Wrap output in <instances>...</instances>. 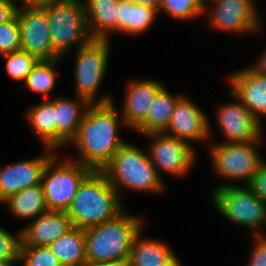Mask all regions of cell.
Here are the masks:
<instances>
[{"mask_svg":"<svg viewBox=\"0 0 266 266\" xmlns=\"http://www.w3.org/2000/svg\"><path fill=\"white\" fill-rule=\"evenodd\" d=\"M114 102L90 104L69 144L79 154L72 160L94 171H102L127 142L119 136V126L126 125Z\"/></svg>","mask_w":266,"mask_h":266,"instance_id":"obj_1","label":"cell"},{"mask_svg":"<svg viewBox=\"0 0 266 266\" xmlns=\"http://www.w3.org/2000/svg\"><path fill=\"white\" fill-rule=\"evenodd\" d=\"M143 217L127 208L115 218L84 230L87 266H98L129 259L134 237L144 228Z\"/></svg>","mask_w":266,"mask_h":266,"instance_id":"obj_2","label":"cell"},{"mask_svg":"<svg viewBox=\"0 0 266 266\" xmlns=\"http://www.w3.org/2000/svg\"><path fill=\"white\" fill-rule=\"evenodd\" d=\"M125 209L102 171H92L80 184L66 211L73 227L87 229L115 218Z\"/></svg>","mask_w":266,"mask_h":266,"instance_id":"obj_3","label":"cell"},{"mask_svg":"<svg viewBox=\"0 0 266 266\" xmlns=\"http://www.w3.org/2000/svg\"><path fill=\"white\" fill-rule=\"evenodd\" d=\"M112 187L120 199L121 190L160 194L165 183L150 161L147 151H142L132 143L126 142L103 168Z\"/></svg>","mask_w":266,"mask_h":266,"instance_id":"obj_4","label":"cell"},{"mask_svg":"<svg viewBox=\"0 0 266 266\" xmlns=\"http://www.w3.org/2000/svg\"><path fill=\"white\" fill-rule=\"evenodd\" d=\"M43 9L48 18L53 50L61 58L64 59L73 47L77 49L93 40L83 0H58Z\"/></svg>","mask_w":266,"mask_h":266,"instance_id":"obj_5","label":"cell"},{"mask_svg":"<svg viewBox=\"0 0 266 266\" xmlns=\"http://www.w3.org/2000/svg\"><path fill=\"white\" fill-rule=\"evenodd\" d=\"M212 189L211 200L218 214L231 223L253 230L252 236L266 235V204L248 185H224Z\"/></svg>","mask_w":266,"mask_h":266,"instance_id":"obj_6","label":"cell"},{"mask_svg":"<svg viewBox=\"0 0 266 266\" xmlns=\"http://www.w3.org/2000/svg\"><path fill=\"white\" fill-rule=\"evenodd\" d=\"M59 154L47 162L41 186L48 210L66 212L80 184L93 170L70 157L61 159Z\"/></svg>","mask_w":266,"mask_h":266,"instance_id":"obj_7","label":"cell"},{"mask_svg":"<svg viewBox=\"0 0 266 266\" xmlns=\"http://www.w3.org/2000/svg\"><path fill=\"white\" fill-rule=\"evenodd\" d=\"M262 141L248 143H226L217 142L209 144L208 152L214 173L224 179L235 181L222 183L224 185H239L236 180L242 181V185H248L260 166L265 162L260 153L258 146Z\"/></svg>","mask_w":266,"mask_h":266,"instance_id":"obj_8","label":"cell"},{"mask_svg":"<svg viewBox=\"0 0 266 266\" xmlns=\"http://www.w3.org/2000/svg\"><path fill=\"white\" fill-rule=\"evenodd\" d=\"M76 53L75 96L86 99L90 104L114 101L109 94L95 98L107 71L110 40L93 39L87 45L77 48Z\"/></svg>","mask_w":266,"mask_h":266,"instance_id":"obj_9","label":"cell"},{"mask_svg":"<svg viewBox=\"0 0 266 266\" xmlns=\"http://www.w3.org/2000/svg\"><path fill=\"white\" fill-rule=\"evenodd\" d=\"M151 141L148 156L156 168L176 177L186 176L194 167L196 151L193 146L165 132H152L142 135Z\"/></svg>","mask_w":266,"mask_h":266,"instance_id":"obj_10","label":"cell"},{"mask_svg":"<svg viewBox=\"0 0 266 266\" xmlns=\"http://www.w3.org/2000/svg\"><path fill=\"white\" fill-rule=\"evenodd\" d=\"M213 5L208 26L229 33H258L262 26L258 7L254 0H206L205 14Z\"/></svg>","mask_w":266,"mask_h":266,"instance_id":"obj_11","label":"cell"},{"mask_svg":"<svg viewBox=\"0 0 266 266\" xmlns=\"http://www.w3.org/2000/svg\"><path fill=\"white\" fill-rule=\"evenodd\" d=\"M229 94L237 102L219 106L217 124L226 143H248L263 141L262 123L250 110L231 92Z\"/></svg>","mask_w":266,"mask_h":266,"instance_id":"obj_12","label":"cell"},{"mask_svg":"<svg viewBox=\"0 0 266 266\" xmlns=\"http://www.w3.org/2000/svg\"><path fill=\"white\" fill-rule=\"evenodd\" d=\"M22 51L38 60L61 58L52 47L46 11L43 8L17 7Z\"/></svg>","mask_w":266,"mask_h":266,"instance_id":"obj_13","label":"cell"},{"mask_svg":"<svg viewBox=\"0 0 266 266\" xmlns=\"http://www.w3.org/2000/svg\"><path fill=\"white\" fill-rule=\"evenodd\" d=\"M210 123L203 109L193 100L182 95L176 102L170 122L163 132L192 146L197 141H205V143L210 141L213 132Z\"/></svg>","mask_w":266,"mask_h":266,"instance_id":"obj_14","label":"cell"},{"mask_svg":"<svg viewBox=\"0 0 266 266\" xmlns=\"http://www.w3.org/2000/svg\"><path fill=\"white\" fill-rule=\"evenodd\" d=\"M44 155L17 161L0 169V204L21 190L41 184L47 162L57 153L44 147Z\"/></svg>","mask_w":266,"mask_h":266,"instance_id":"obj_15","label":"cell"},{"mask_svg":"<svg viewBox=\"0 0 266 266\" xmlns=\"http://www.w3.org/2000/svg\"><path fill=\"white\" fill-rule=\"evenodd\" d=\"M230 91L262 123L266 117V75L258 74L249 66L234 71L226 78Z\"/></svg>","mask_w":266,"mask_h":266,"instance_id":"obj_16","label":"cell"},{"mask_svg":"<svg viewBox=\"0 0 266 266\" xmlns=\"http://www.w3.org/2000/svg\"><path fill=\"white\" fill-rule=\"evenodd\" d=\"M164 87L162 81L133 79L127 82L120 114L126 127L136 129L147 117L156 94Z\"/></svg>","mask_w":266,"mask_h":266,"instance_id":"obj_17","label":"cell"},{"mask_svg":"<svg viewBox=\"0 0 266 266\" xmlns=\"http://www.w3.org/2000/svg\"><path fill=\"white\" fill-rule=\"evenodd\" d=\"M73 228L71 219L64 211H47L21 230V246L48 247Z\"/></svg>","mask_w":266,"mask_h":266,"instance_id":"obj_18","label":"cell"},{"mask_svg":"<svg viewBox=\"0 0 266 266\" xmlns=\"http://www.w3.org/2000/svg\"><path fill=\"white\" fill-rule=\"evenodd\" d=\"M89 105L86 99L78 96L75 100L55 97L56 152L75 138Z\"/></svg>","mask_w":266,"mask_h":266,"instance_id":"obj_19","label":"cell"},{"mask_svg":"<svg viewBox=\"0 0 266 266\" xmlns=\"http://www.w3.org/2000/svg\"><path fill=\"white\" fill-rule=\"evenodd\" d=\"M143 229L134 237L129 254L130 266H174L180 259L160 239L143 237Z\"/></svg>","mask_w":266,"mask_h":266,"instance_id":"obj_20","label":"cell"},{"mask_svg":"<svg viewBox=\"0 0 266 266\" xmlns=\"http://www.w3.org/2000/svg\"><path fill=\"white\" fill-rule=\"evenodd\" d=\"M83 3L91 37L110 40L112 33H116L119 0H83Z\"/></svg>","mask_w":266,"mask_h":266,"instance_id":"obj_21","label":"cell"},{"mask_svg":"<svg viewBox=\"0 0 266 266\" xmlns=\"http://www.w3.org/2000/svg\"><path fill=\"white\" fill-rule=\"evenodd\" d=\"M158 14L154 7L135 4L132 0H119L116 32L139 36L151 28Z\"/></svg>","mask_w":266,"mask_h":266,"instance_id":"obj_22","label":"cell"},{"mask_svg":"<svg viewBox=\"0 0 266 266\" xmlns=\"http://www.w3.org/2000/svg\"><path fill=\"white\" fill-rule=\"evenodd\" d=\"M25 117L33 134L42 142L43 148L56 151L55 97L31 106Z\"/></svg>","mask_w":266,"mask_h":266,"instance_id":"obj_23","label":"cell"},{"mask_svg":"<svg viewBox=\"0 0 266 266\" xmlns=\"http://www.w3.org/2000/svg\"><path fill=\"white\" fill-rule=\"evenodd\" d=\"M182 96L173 95L164 86L155 96L146 119L134 130L141 135L163 132L171 119L176 102Z\"/></svg>","mask_w":266,"mask_h":266,"instance_id":"obj_24","label":"cell"},{"mask_svg":"<svg viewBox=\"0 0 266 266\" xmlns=\"http://www.w3.org/2000/svg\"><path fill=\"white\" fill-rule=\"evenodd\" d=\"M48 247L62 266H87L84 229L73 227Z\"/></svg>","mask_w":266,"mask_h":266,"instance_id":"obj_25","label":"cell"},{"mask_svg":"<svg viewBox=\"0 0 266 266\" xmlns=\"http://www.w3.org/2000/svg\"><path fill=\"white\" fill-rule=\"evenodd\" d=\"M3 204L7 205L15 218L29 222L49 211L41 184L21 190Z\"/></svg>","mask_w":266,"mask_h":266,"instance_id":"obj_26","label":"cell"},{"mask_svg":"<svg viewBox=\"0 0 266 266\" xmlns=\"http://www.w3.org/2000/svg\"><path fill=\"white\" fill-rule=\"evenodd\" d=\"M63 60V58H56L54 60H39L32 68V71L27 75L26 80L22 86L31 91L42 94L48 100V95L53 91L56 84V66Z\"/></svg>","mask_w":266,"mask_h":266,"instance_id":"obj_27","label":"cell"},{"mask_svg":"<svg viewBox=\"0 0 266 266\" xmlns=\"http://www.w3.org/2000/svg\"><path fill=\"white\" fill-rule=\"evenodd\" d=\"M206 0H161L163 11L175 20H192L205 14Z\"/></svg>","mask_w":266,"mask_h":266,"instance_id":"obj_28","label":"cell"},{"mask_svg":"<svg viewBox=\"0 0 266 266\" xmlns=\"http://www.w3.org/2000/svg\"><path fill=\"white\" fill-rule=\"evenodd\" d=\"M1 57L5 59V69L8 75L12 79L20 80L23 83L39 61L35 56L22 50L1 55Z\"/></svg>","mask_w":266,"mask_h":266,"instance_id":"obj_29","label":"cell"},{"mask_svg":"<svg viewBox=\"0 0 266 266\" xmlns=\"http://www.w3.org/2000/svg\"><path fill=\"white\" fill-rule=\"evenodd\" d=\"M20 263L22 266H62L49 247L21 246Z\"/></svg>","mask_w":266,"mask_h":266,"instance_id":"obj_30","label":"cell"},{"mask_svg":"<svg viewBox=\"0 0 266 266\" xmlns=\"http://www.w3.org/2000/svg\"><path fill=\"white\" fill-rule=\"evenodd\" d=\"M21 49L20 26L17 14L0 24V56Z\"/></svg>","mask_w":266,"mask_h":266,"instance_id":"obj_31","label":"cell"},{"mask_svg":"<svg viewBox=\"0 0 266 266\" xmlns=\"http://www.w3.org/2000/svg\"><path fill=\"white\" fill-rule=\"evenodd\" d=\"M11 234L3 227H0V260L19 261L21 247V230Z\"/></svg>","mask_w":266,"mask_h":266,"instance_id":"obj_32","label":"cell"},{"mask_svg":"<svg viewBox=\"0 0 266 266\" xmlns=\"http://www.w3.org/2000/svg\"><path fill=\"white\" fill-rule=\"evenodd\" d=\"M247 266H266V235H256Z\"/></svg>","mask_w":266,"mask_h":266,"instance_id":"obj_33","label":"cell"},{"mask_svg":"<svg viewBox=\"0 0 266 266\" xmlns=\"http://www.w3.org/2000/svg\"><path fill=\"white\" fill-rule=\"evenodd\" d=\"M248 186L266 204V161L260 166Z\"/></svg>","mask_w":266,"mask_h":266,"instance_id":"obj_34","label":"cell"},{"mask_svg":"<svg viewBox=\"0 0 266 266\" xmlns=\"http://www.w3.org/2000/svg\"><path fill=\"white\" fill-rule=\"evenodd\" d=\"M17 11V3L0 0V24L10 20Z\"/></svg>","mask_w":266,"mask_h":266,"instance_id":"obj_35","label":"cell"},{"mask_svg":"<svg viewBox=\"0 0 266 266\" xmlns=\"http://www.w3.org/2000/svg\"><path fill=\"white\" fill-rule=\"evenodd\" d=\"M17 7H25V8H44L46 6H50L53 2L58 0H17ZM20 3V5H19Z\"/></svg>","mask_w":266,"mask_h":266,"instance_id":"obj_36","label":"cell"},{"mask_svg":"<svg viewBox=\"0 0 266 266\" xmlns=\"http://www.w3.org/2000/svg\"><path fill=\"white\" fill-rule=\"evenodd\" d=\"M261 57H259L258 62L249 67L258 74L266 75V49L262 51Z\"/></svg>","mask_w":266,"mask_h":266,"instance_id":"obj_37","label":"cell"},{"mask_svg":"<svg viewBox=\"0 0 266 266\" xmlns=\"http://www.w3.org/2000/svg\"><path fill=\"white\" fill-rule=\"evenodd\" d=\"M135 4H140V5H147L150 7H154L157 10H159L160 5H161V0H132Z\"/></svg>","mask_w":266,"mask_h":266,"instance_id":"obj_38","label":"cell"},{"mask_svg":"<svg viewBox=\"0 0 266 266\" xmlns=\"http://www.w3.org/2000/svg\"><path fill=\"white\" fill-rule=\"evenodd\" d=\"M98 266H130L129 261L125 260V261H118V262H111V263H107V264H101Z\"/></svg>","mask_w":266,"mask_h":266,"instance_id":"obj_39","label":"cell"},{"mask_svg":"<svg viewBox=\"0 0 266 266\" xmlns=\"http://www.w3.org/2000/svg\"><path fill=\"white\" fill-rule=\"evenodd\" d=\"M17 263H19V261H3V260H0V266H14Z\"/></svg>","mask_w":266,"mask_h":266,"instance_id":"obj_40","label":"cell"},{"mask_svg":"<svg viewBox=\"0 0 266 266\" xmlns=\"http://www.w3.org/2000/svg\"><path fill=\"white\" fill-rule=\"evenodd\" d=\"M174 266H183V264L181 263V260H179Z\"/></svg>","mask_w":266,"mask_h":266,"instance_id":"obj_41","label":"cell"},{"mask_svg":"<svg viewBox=\"0 0 266 266\" xmlns=\"http://www.w3.org/2000/svg\"><path fill=\"white\" fill-rule=\"evenodd\" d=\"M3 1H9V2H14V3L17 2V0H3Z\"/></svg>","mask_w":266,"mask_h":266,"instance_id":"obj_42","label":"cell"}]
</instances>
